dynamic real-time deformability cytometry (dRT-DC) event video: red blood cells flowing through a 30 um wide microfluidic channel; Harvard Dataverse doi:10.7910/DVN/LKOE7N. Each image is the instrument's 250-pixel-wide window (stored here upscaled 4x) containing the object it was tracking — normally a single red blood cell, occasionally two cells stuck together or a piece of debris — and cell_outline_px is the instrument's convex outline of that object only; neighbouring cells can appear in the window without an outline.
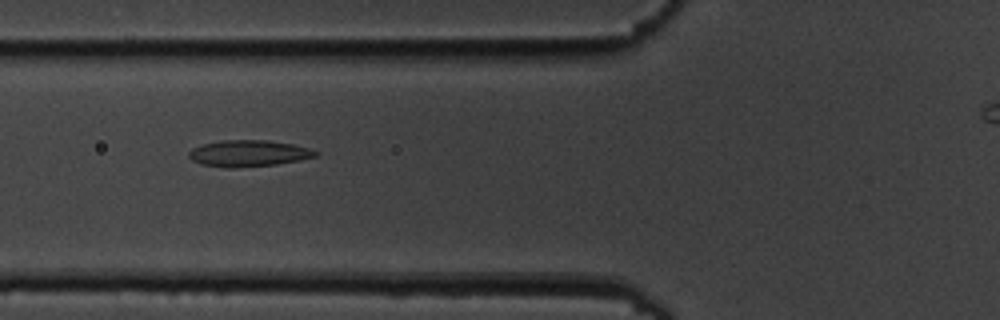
{"species": "common noctule bat (a hibernating species)", "species_latin": "Nyctalus noctula", "temperature_condition": "cold", "stored_images_in_passage": 9, "camera_frame_rate_fps": 3000, "um_per_image_px": 0.085, "animal": {"sex": "male", "body_mass_g": 19.5, "forearm_length_mm": 54.6}, "frame": {"image": 1, "passage_image": 7, "time_ms": 7.0, "image_size_px": [1000, 320], "cell_outline_px": [[320, 152], [316, 156], [300, 160], [276, 164], [232, 168], [224, 168], [200, 164], [192, 160], [188, 156], [188, 152], [192, 148], [200, 144], [224, 140], [264, 140], [292, 144], [312, 148]], "centroid_in_image_um": [21.11, 13.03], "position_along_channel_um": 104.7, "area_um2": 19.65}}
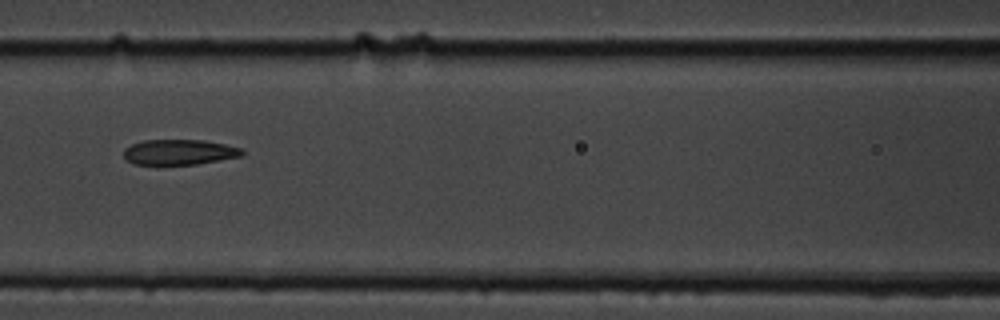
{"frame": {"image": 2, "passage_image": 8, "time_ms": 8.333, "image_size_px": [1000, 320], "cell_outline_px": [[244, 156], [196, 164], [160, 168], [156, 168], [132, 164], [124, 156], [124, 148], [132, 144], [144, 140], [204, 140], [244, 148]], "centroid_in_image_um": [15.2, 12.98], "position_along_channel_um": 151.4, "area_um2": 18.5}}
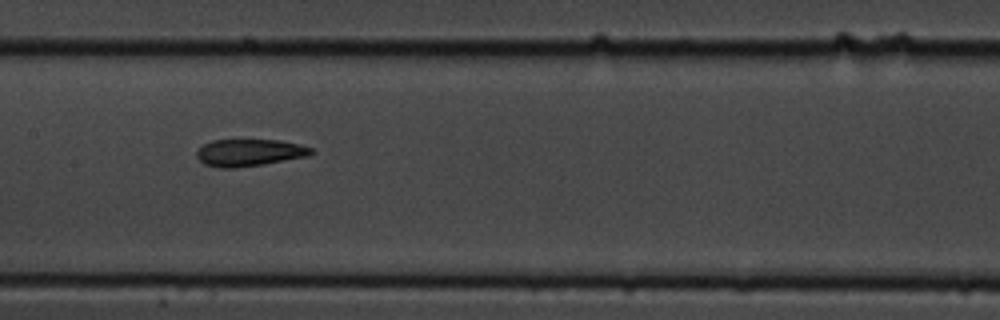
{"frame": {"image": 3, "passage_image": 9, "time_ms": 9.333, "image_size_px": [1000, 320], "cell_outline_px": [[316, 152], [308, 156], [264, 164], [236, 168], [220, 168], [204, 164], [196, 156], [196, 152], [204, 144], [212, 140], [280, 140], [300, 144], [312, 148]], "centroid_in_image_um": [21.22, 12.97], "position_along_channel_um": 186.2, "area_um2": 18.15}}